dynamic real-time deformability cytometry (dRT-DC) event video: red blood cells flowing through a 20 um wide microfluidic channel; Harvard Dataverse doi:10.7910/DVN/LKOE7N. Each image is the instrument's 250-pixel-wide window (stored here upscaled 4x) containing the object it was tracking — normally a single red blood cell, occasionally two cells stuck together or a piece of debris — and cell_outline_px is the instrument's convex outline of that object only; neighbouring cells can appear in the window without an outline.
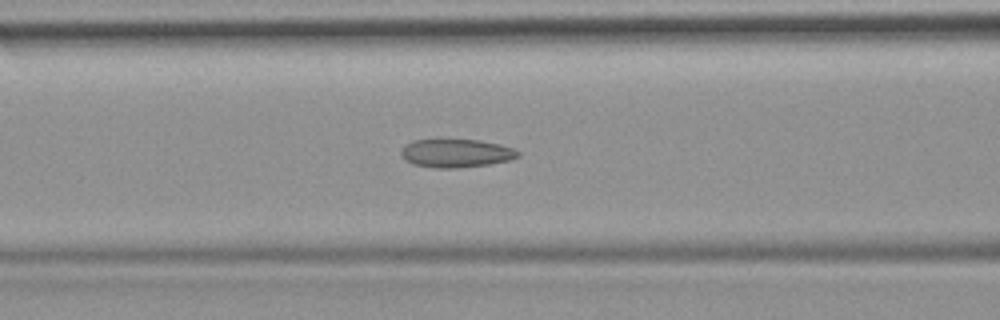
{"species": "common noctule bat (a hibernating species)", "species_latin": "Nyctalus noctula", "temperature_condition": "room temperature", "stored_images_in_passage": 36, "camera_frame_rate_fps": 3000, "um_per_image_px": 0.085, "animal": {"sex": "female", "body_mass_g": 19.9}, "frame": {"image": 1, "passage_image": 6, "time_ms": 1.667, "image_size_px": [1000, 320], "cell_outline_px": [[520, 156], [508, 160], [488, 164], [456, 168], [436, 168], [412, 164], [404, 160], [400, 152], [404, 144], [416, 140], [480, 140], [500, 144], [512, 148], [520, 152]], "centroid_in_image_um": [38.74, 13.02], "position_along_channel_um": 127.9, "area_um2": 19.25}}
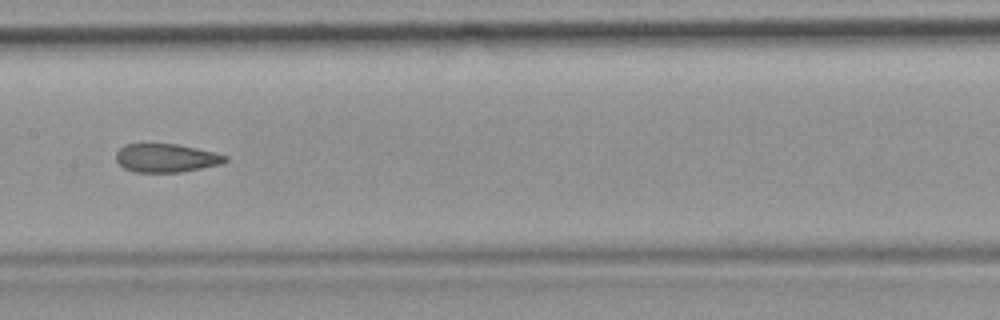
{"frame": {"image": 2, "passage_image": 11, "time_ms": 3.333, "image_size_px": [1000, 320], "cell_outline_px": [[228, 160], [220, 164], [180, 172], [136, 172], [124, 168], [116, 160], [116, 152], [124, 144], [176, 144], [216, 152], [228, 156]], "centroid_in_image_um": [14.12, 13.42], "position_along_channel_um": 193.3, "area_um2": 18.03}, "authors_computed_cell_mechanics": {"area_um2": 19.1029, "velocity_mm_per_s": 3.9357, "shape_relaxation_time_tau1_ms": null, "shape_relaxation_time_tau2_ms": 1.3424, "deformation_change_tau1": null, "deformation_change_tau2": 0.0872}}